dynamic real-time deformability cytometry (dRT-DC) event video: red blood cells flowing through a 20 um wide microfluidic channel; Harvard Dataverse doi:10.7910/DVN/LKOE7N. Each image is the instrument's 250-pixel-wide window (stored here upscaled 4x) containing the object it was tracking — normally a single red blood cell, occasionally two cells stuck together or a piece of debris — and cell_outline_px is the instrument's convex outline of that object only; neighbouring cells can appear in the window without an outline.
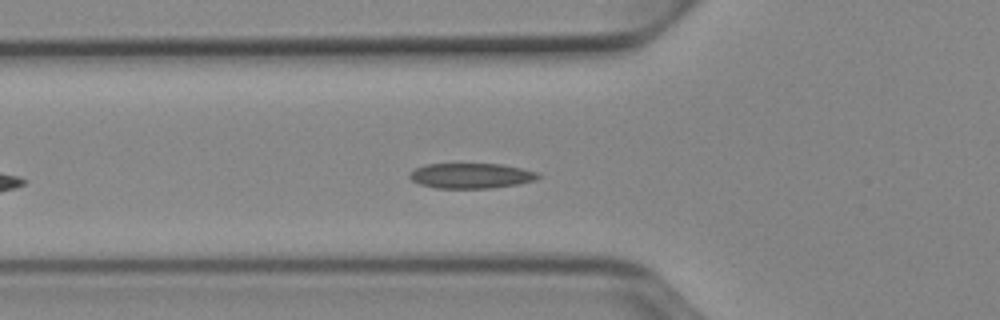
{"species": "Egyptian fruit bat (a non-hibernating species)", "species_latin": "Rousettus aegyptiacus", "temperature_condition": "cold", "stored_images_in_passage": 40, "camera_frame_rate_fps": 3000, "um_per_image_px": 0.085, "animal": {"sex": "female"}, "frame": {"image": 1, "passage_image": 9, "time_ms": 2.667, "image_size_px": [1000, 320], "cell_outline_px": [[544, 176], [536, 180], [516, 184], [492, 188], [436, 188], [420, 184], [412, 180], [408, 176], [416, 168], [428, 164], [500, 164], [520, 168], [536, 172]], "centroid_in_image_um": [40.07, 14.94], "position_along_channel_um": 85.7, "area_um2": 18.73}}
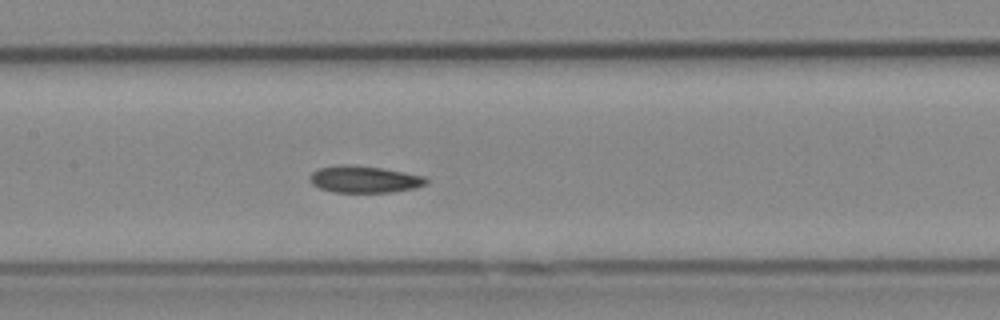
{"frame": {"image": 2, "passage_image": 16, "time_ms": 5.0, "image_size_px": [1000, 320], "cell_outline_px": [[428, 184], [416, 188], [392, 192], [332, 192], [320, 188], [312, 184], [308, 180], [308, 176], [312, 172], [320, 168], [340, 164], [344, 164], [380, 168], [404, 172], [424, 176], [428, 180]], "centroid_in_image_um": [30.95, 15.25], "position_along_channel_um": 176.4, "area_um2": 18.26}}
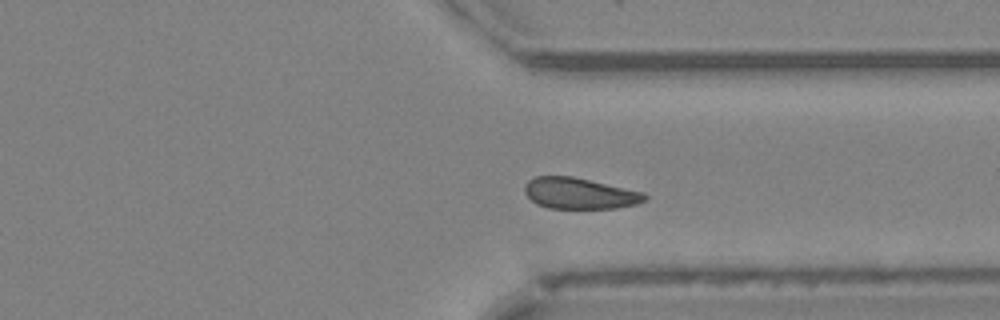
{"frame": {"image": 3, "passage_image": 27, "time_ms": 8.667, "image_size_px": [1000, 320], "cell_outline_px": [[648, 200], [636, 204], [616, 208], [548, 208], [536, 204], [524, 192], [524, 184], [528, 180], [536, 176], [572, 176], [644, 192], [648, 196]], "centroid_in_image_um": [49.26, 16.43], "position_along_channel_um": 362.1, "area_um2": 21.85}, "authors_computed_cell_mechanics": {"area_um2": 19.3919, "velocity_mm_per_s": 3.8814, "shape_relaxation_time_tau1_ms": 6.6329, "shape_relaxation_time_tau2_ms": null, "deformation_change_tau1": 0.1373, "deformation_change_tau2": null}}